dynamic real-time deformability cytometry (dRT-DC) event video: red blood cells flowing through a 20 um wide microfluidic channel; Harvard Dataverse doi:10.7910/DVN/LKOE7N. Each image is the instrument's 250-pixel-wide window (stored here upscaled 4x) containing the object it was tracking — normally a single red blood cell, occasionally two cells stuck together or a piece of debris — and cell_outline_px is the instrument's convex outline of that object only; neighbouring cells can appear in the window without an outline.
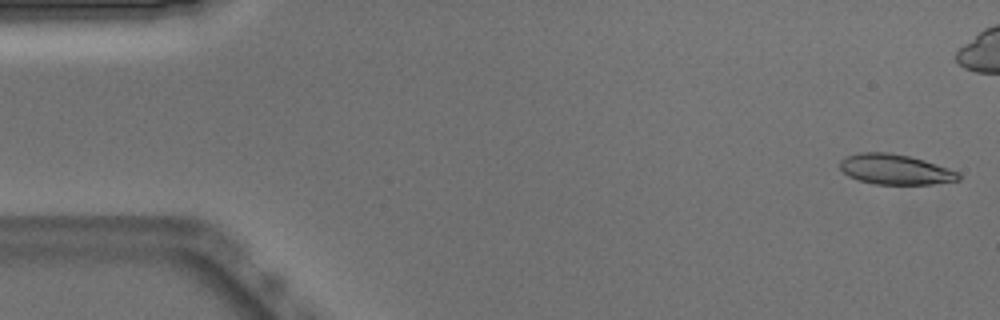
{"species": "Egyptian fruit bat (a non-hibernating species)", "species_latin": "Rousettus aegyptiacus", "temperature_condition": "warm", "stored_images_in_passage": 52, "camera_frame_rate_fps": 3000, "um_per_image_px": 0.085, "animal": {"sex": "male"}, "frame": {"image": 1, "passage_image": 1, "time_ms": 0.0, "image_size_px": [1000, 320], "cell_outline_px": [[960, 180], [932, 184], [876, 184], [860, 180], [848, 176], [840, 168], [840, 160], [848, 156], [860, 152], [888, 152], [908, 156], [924, 160], [960, 172]], "centroid_in_image_um": [76.11, 14.4], "position_along_channel_um": 8.9, "area_um2": 20.75}}
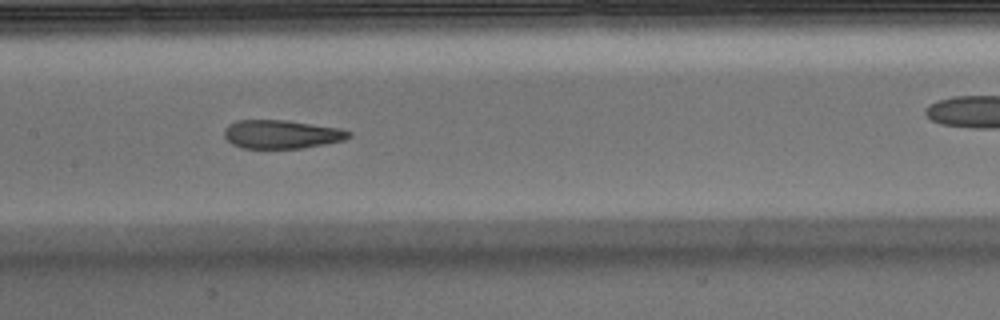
{"frame": {"image": 2, "passage_image": 24, "time_ms": 7.667, "image_size_px": [1000, 320], "cell_outline_px": [[352, 136], [344, 140], [324, 144], [300, 148], [240, 148], [232, 144], [224, 136], [224, 128], [228, 124], [236, 120], [288, 120], [340, 128], [352, 132]], "centroid_in_image_um": [23.92, 11.4], "position_along_channel_um": 183.5, "area_um2": 20.87}}
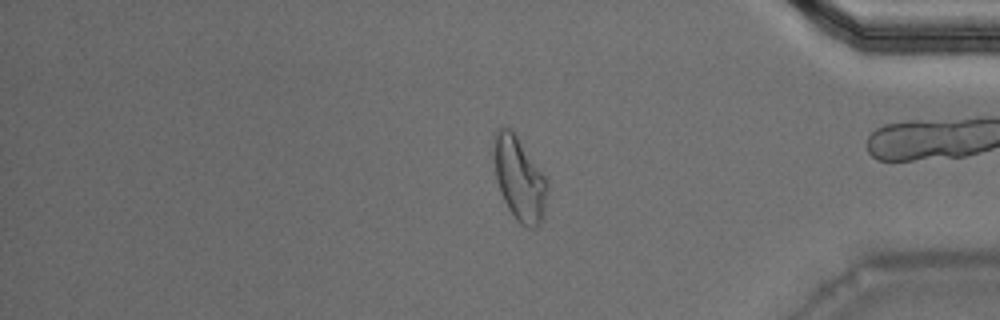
{"frame": {"image": 3, "passage_image": 42, "time_ms": 13.667, "image_size_px": [1000, 320], "cell_outline_px": [[548, 188], [544, 220], [540, 224], [532, 228], [528, 228], [520, 224], [516, 220], [508, 208], [500, 192], [496, 180], [492, 148], [492, 136], [504, 124], [512, 128], [544, 176], [548, 184]], "centroid_in_image_um": [44.12, 15.18], "position_along_channel_um": 391.1, "area_um2": 26.59}, "authors_computed_cell_mechanics": {"area_um2": 21.9929, "velocity_mm_per_s": 3.8958, "shape_relaxation_time_tau1_ms": 9.8579, "shape_relaxation_time_tau2_ms": 1.768, "deformation_change_tau1": 0.3123, "deformation_change_tau2": 0.1108}}